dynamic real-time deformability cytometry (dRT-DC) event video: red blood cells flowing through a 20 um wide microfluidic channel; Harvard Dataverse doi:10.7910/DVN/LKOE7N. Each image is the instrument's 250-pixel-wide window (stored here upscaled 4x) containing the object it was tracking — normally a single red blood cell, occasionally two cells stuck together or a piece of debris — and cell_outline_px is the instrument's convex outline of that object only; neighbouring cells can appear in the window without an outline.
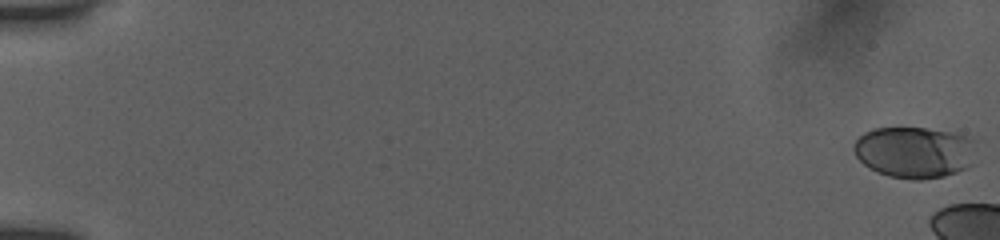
{"species": "human", "species_latin": "Homo sapiens", "temperature_condition": "room temperature", "stored_images_in_passage": 14, "camera_frame_rate_fps": 3000, "um_per_image_px": 0.085, "donor": {"sex": "female"}, "frame": {"image": 1, "passage_image": 1, "time_ms": 0.0, "image_size_px": [1000, 240], "cell_outline_px": [[972, 164], [956, 172], [944, 176], [920, 180], [912, 180], [888, 176], [876, 172], [868, 168], [856, 156], [852, 148], [852, 144], [864, 132], [872, 128], [900, 124], [928, 128], [948, 132], [964, 136], [972, 140]], "centroid_in_image_um": [77.61, 12.9], "position_along_channel_um": 7.4, "area_um2": 37.28}}